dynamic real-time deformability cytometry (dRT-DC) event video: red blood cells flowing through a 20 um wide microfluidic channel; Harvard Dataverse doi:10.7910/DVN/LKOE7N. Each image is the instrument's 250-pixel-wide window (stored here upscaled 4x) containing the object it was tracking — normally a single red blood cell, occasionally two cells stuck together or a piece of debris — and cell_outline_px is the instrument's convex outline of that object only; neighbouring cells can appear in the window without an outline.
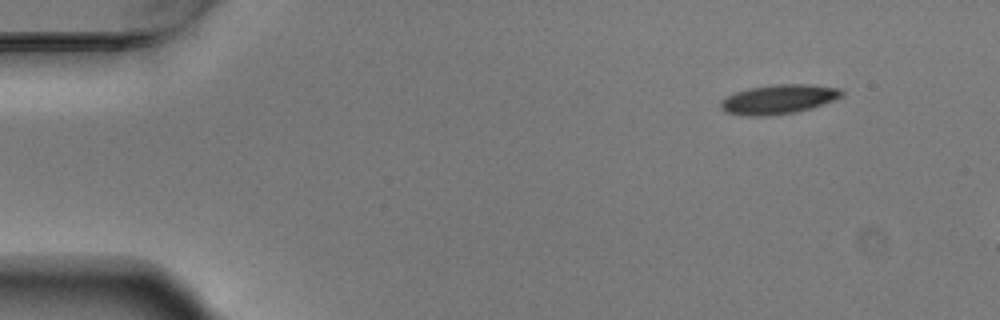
{"species": "Egyptian fruit bat (a non-hibernating species)", "species_latin": "Rousettus aegyptiacus", "temperature_condition": "warm", "stored_images_in_passage": 3, "camera_frame_rate_fps": 3000, "um_per_image_px": 0.085, "animal": {"sex": "male"}, "frame": {"image": 1, "passage_image": 1, "time_ms": 0.0, "image_size_px": [1000, 320], "cell_outline_px": [[844, 96], [812, 108], [796, 112], [768, 116], [748, 116], [724, 112], [720, 108], [720, 100], [736, 92], [748, 88], [776, 84], [812, 84], [840, 88], [844, 92]], "centroid_in_image_um": [66.19, 8.44], "position_along_channel_um": 18.8, "area_um2": 20.92}}